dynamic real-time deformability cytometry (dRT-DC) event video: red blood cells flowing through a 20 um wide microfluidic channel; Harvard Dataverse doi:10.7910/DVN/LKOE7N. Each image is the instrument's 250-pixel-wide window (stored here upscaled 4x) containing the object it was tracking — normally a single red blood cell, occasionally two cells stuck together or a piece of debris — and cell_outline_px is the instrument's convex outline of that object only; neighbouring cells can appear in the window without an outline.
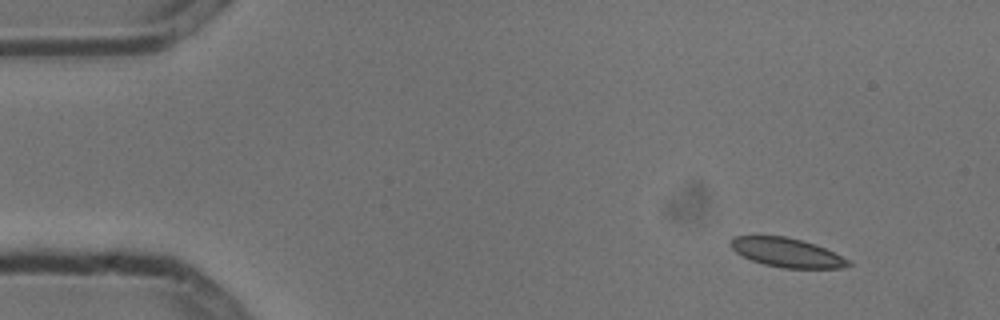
{"species": "common noctule bat (a hibernating species)", "species_latin": "Nyctalus noctula", "temperature_condition": "cold", "stored_images_in_passage": 4, "camera_frame_rate_fps": 3000, "um_per_image_px": 0.085, "animal": {"sex": "male", "body_mass_g": 13.3}, "frame": {"image": 1, "passage_image": 1, "time_ms": 0.0, "image_size_px": [1000, 320], "cell_outline_px": [[852, 264], [840, 268], [784, 268], [764, 264], [752, 260], [736, 252], [732, 248], [732, 240], [736, 236], [784, 236], [800, 240], [824, 248], [848, 260]], "centroid_in_image_um": [66.88, 21.48], "position_along_channel_um": 18.1, "area_um2": 19.31}}
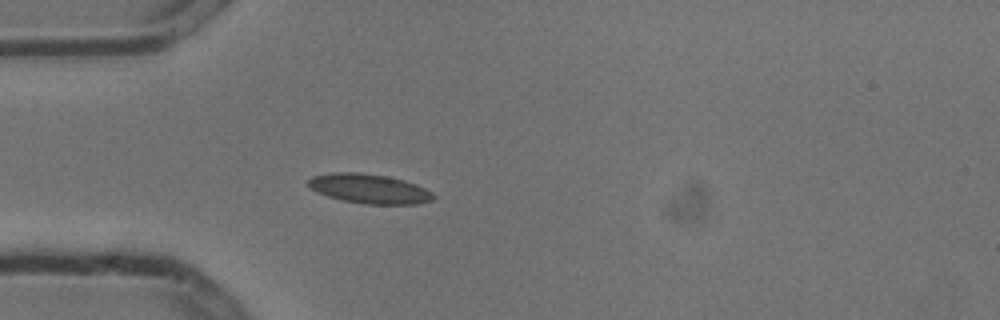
{"frame": {"image": 2, "passage_image": 4, "time_ms": 1.0, "image_size_px": [1000, 320], "cell_outline_px": [[436, 196], [432, 200], [416, 204], [364, 204], [340, 200], [328, 196], [308, 188], [308, 180], [312, 176], [332, 172], [360, 172], [388, 176], [416, 184], [432, 192]], "centroid_in_image_um": [31.36, 16.04], "position_along_channel_um": 53.6, "area_um2": 21.62}}